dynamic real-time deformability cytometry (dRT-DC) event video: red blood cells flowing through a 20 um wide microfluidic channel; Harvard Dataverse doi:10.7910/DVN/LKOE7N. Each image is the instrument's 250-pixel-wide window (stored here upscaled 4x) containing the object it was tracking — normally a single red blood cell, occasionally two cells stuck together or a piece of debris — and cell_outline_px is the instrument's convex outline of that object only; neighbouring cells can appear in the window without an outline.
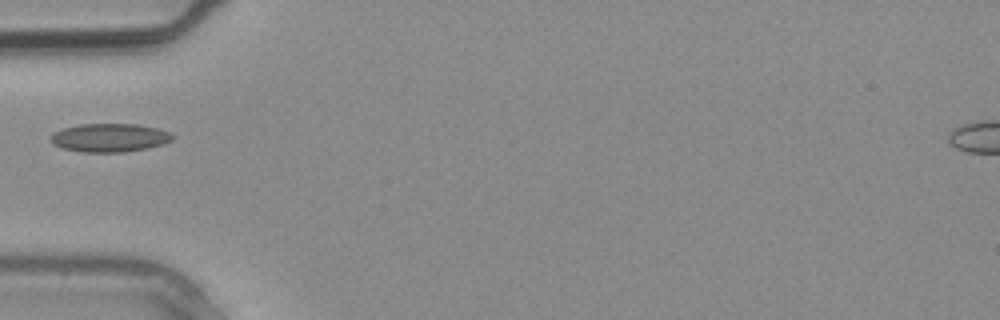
{"species": "common noctule bat (a hibernating species)", "species_latin": "Nyctalus noctula", "temperature_condition": "warm", "stored_images_in_passage": 1, "camera_frame_rate_fps": 3000, "um_per_image_px": 0.085, "animal": {"sex": "male", "body_mass_g": 20.4}, "frame": {"image": 1, "passage_image": 1, "time_ms": 0.0, "image_size_px": [1000, 320], "cell_outline_px": [[176, 136], [172, 140], [164, 144], [148, 148], [124, 152], [84, 152], [60, 148], [52, 144], [52, 136], [56, 132], [64, 128], [80, 124], [136, 124], [156, 128], [168, 132]], "centroid_in_image_um": [9.35, 11.71], "position_along_channel_um": 75.7, "area_um2": 20.11}}